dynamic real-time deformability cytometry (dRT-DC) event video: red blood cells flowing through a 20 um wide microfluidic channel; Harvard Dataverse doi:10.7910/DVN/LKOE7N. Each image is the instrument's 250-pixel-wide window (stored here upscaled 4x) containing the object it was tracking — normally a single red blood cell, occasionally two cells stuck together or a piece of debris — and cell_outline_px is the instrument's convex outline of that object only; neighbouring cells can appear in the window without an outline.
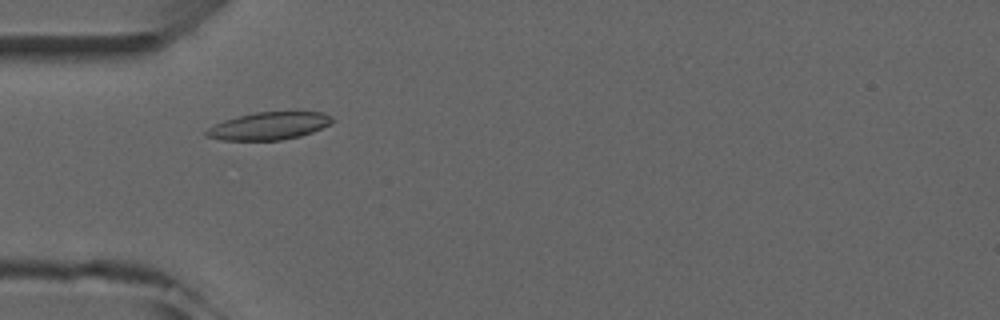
{"species": "common noctule bat (a hibernating species)", "species_latin": "Nyctalus noctula", "temperature_condition": "room temperature", "stored_images_in_passage": 2, "camera_frame_rate_fps": 3000, "um_per_image_px": 0.085, "animal": {"sex": "male", "forearm_length_mm": 52.5}, "frame": {"image": 1, "passage_image": 1, "time_ms": 0.0, "image_size_px": [1000, 320], "cell_outline_px": [[332, 124], [312, 132], [300, 136], [280, 140], [220, 140], [204, 136], [204, 132], [208, 128], [224, 120], [256, 112], [324, 112], [332, 116]], "centroid_in_image_um": [22.86, 10.71], "position_along_channel_um": 62.1, "area_um2": 20.17}}
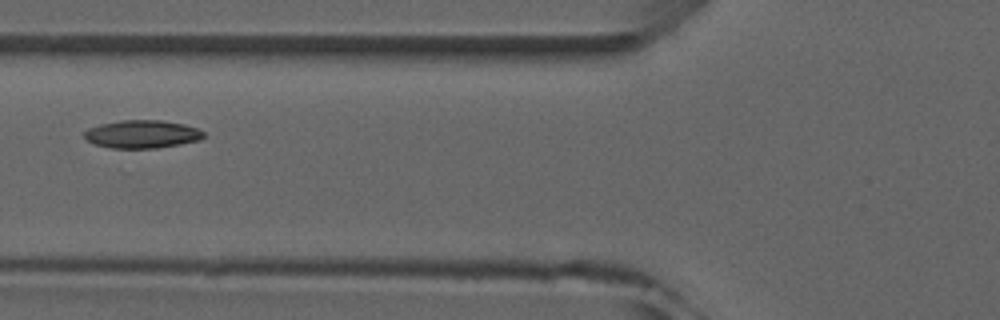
{"frame": {"image": 2, "passage_image": 2, "time_ms": 1.333, "image_size_px": [1000, 320], "cell_outline_px": [[204, 136], [200, 140], [180, 144], [156, 148], [108, 148], [96, 144], [88, 140], [84, 136], [84, 132], [88, 128], [100, 124], [120, 120], [160, 120], [184, 124], [196, 128], [204, 132]], "centroid_in_image_um": [12.07, 11.4], "position_along_channel_um": 113.7, "area_um2": 19.42}}